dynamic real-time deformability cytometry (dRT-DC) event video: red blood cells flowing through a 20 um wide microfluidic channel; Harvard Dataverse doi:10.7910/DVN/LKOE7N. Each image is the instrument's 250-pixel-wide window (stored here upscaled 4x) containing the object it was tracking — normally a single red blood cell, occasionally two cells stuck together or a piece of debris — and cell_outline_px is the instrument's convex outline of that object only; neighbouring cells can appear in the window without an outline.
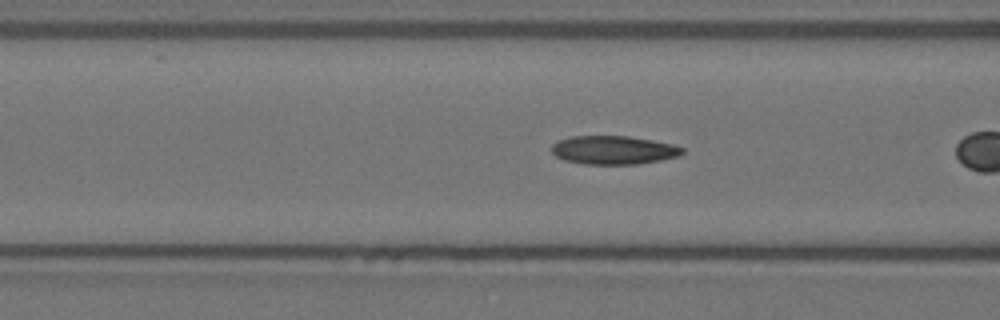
{"species": "Egyptian fruit bat (a non-hibernating species)", "species_latin": "Rousettus aegyptiacus", "temperature_condition": "warm", "stored_images_in_passage": 9, "camera_frame_rate_fps": 3000, "um_per_image_px": 0.085, "animal": {"sex": "female"}, "frame": {"image": 1, "passage_image": 6, "time_ms": 1.667, "image_size_px": [1000, 320], "cell_outline_px": [[684, 152], [680, 156], [660, 160], [636, 164], [584, 164], [564, 160], [556, 156], [552, 152], [552, 144], [568, 136], [628, 136], [652, 140], [672, 144], [684, 148]], "centroid_in_image_um": [52.15, 12.75], "position_along_channel_um": 114.4, "area_um2": 21.73}}